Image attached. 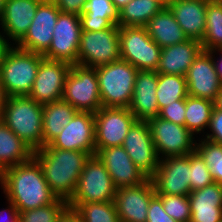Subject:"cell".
Instances as JSON below:
<instances>
[{
    "label": "cell",
    "mask_w": 222,
    "mask_h": 222,
    "mask_svg": "<svg viewBox=\"0 0 222 222\" xmlns=\"http://www.w3.org/2000/svg\"><path fill=\"white\" fill-rule=\"evenodd\" d=\"M44 147L84 151L94 156L96 154L94 114L77 111L61 133Z\"/></svg>",
    "instance_id": "9a60e30c"
},
{
    "label": "cell",
    "mask_w": 222,
    "mask_h": 222,
    "mask_svg": "<svg viewBox=\"0 0 222 222\" xmlns=\"http://www.w3.org/2000/svg\"><path fill=\"white\" fill-rule=\"evenodd\" d=\"M214 56L203 50L189 67L185 75L188 95L216 101L222 83L215 70Z\"/></svg>",
    "instance_id": "d6986e66"
},
{
    "label": "cell",
    "mask_w": 222,
    "mask_h": 222,
    "mask_svg": "<svg viewBox=\"0 0 222 222\" xmlns=\"http://www.w3.org/2000/svg\"><path fill=\"white\" fill-rule=\"evenodd\" d=\"M44 56L11 46L0 63V79L8 97L28 95Z\"/></svg>",
    "instance_id": "277c9868"
},
{
    "label": "cell",
    "mask_w": 222,
    "mask_h": 222,
    "mask_svg": "<svg viewBox=\"0 0 222 222\" xmlns=\"http://www.w3.org/2000/svg\"><path fill=\"white\" fill-rule=\"evenodd\" d=\"M151 179L156 194L188 196L191 193L189 154L161 158Z\"/></svg>",
    "instance_id": "5bb4252c"
},
{
    "label": "cell",
    "mask_w": 222,
    "mask_h": 222,
    "mask_svg": "<svg viewBox=\"0 0 222 222\" xmlns=\"http://www.w3.org/2000/svg\"><path fill=\"white\" fill-rule=\"evenodd\" d=\"M116 190L106 167L94 155L86 161L74 194L67 202L68 204L110 202L114 201Z\"/></svg>",
    "instance_id": "52a82bcc"
},
{
    "label": "cell",
    "mask_w": 222,
    "mask_h": 222,
    "mask_svg": "<svg viewBox=\"0 0 222 222\" xmlns=\"http://www.w3.org/2000/svg\"><path fill=\"white\" fill-rule=\"evenodd\" d=\"M121 59L119 26L100 31H82L78 65L96 68Z\"/></svg>",
    "instance_id": "ba28073f"
},
{
    "label": "cell",
    "mask_w": 222,
    "mask_h": 222,
    "mask_svg": "<svg viewBox=\"0 0 222 222\" xmlns=\"http://www.w3.org/2000/svg\"><path fill=\"white\" fill-rule=\"evenodd\" d=\"M146 222H177L163 209L162 199L155 194L150 202Z\"/></svg>",
    "instance_id": "ab89813d"
},
{
    "label": "cell",
    "mask_w": 222,
    "mask_h": 222,
    "mask_svg": "<svg viewBox=\"0 0 222 222\" xmlns=\"http://www.w3.org/2000/svg\"><path fill=\"white\" fill-rule=\"evenodd\" d=\"M130 1L132 0H112L113 4L116 6L118 10H121Z\"/></svg>",
    "instance_id": "c3c4849f"
},
{
    "label": "cell",
    "mask_w": 222,
    "mask_h": 222,
    "mask_svg": "<svg viewBox=\"0 0 222 222\" xmlns=\"http://www.w3.org/2000/svg\"><path fill=\"white\" fill-rule=\"evenodd\" d=\"M186 100H177L163 107L158 117L185 126Z\"/></svg>",
    "instance_id": "f35d334b"
},
{
    "label": "cell",
    "mask_w": 222,
    "mask_h": 222,
    "mask_svg": "<svg viewBox=\"0 0 222 222\" xmlns=\"http://www.w3.org/2000/svg\"><path fill=\"white\" fill-rule=\"evenodd\" d=\"M33 157V150L0 119V170L25 163Z\"/></svg>",
    "instance_id": "83f0119b"
},
{
    "label": "cell",
    "mask_w": 222,
    "mask_h": 222,
    "mask_svg": "<svg viewBox=\"0 0 222 222\" xmlns=\"http://www.w3.org/2000/svg\"><path fill=\"white\" fill-rule=\"evenodd\" d=\"M201 43L204 51L222 48V4L207 2L206 29Z\"/></svg>",
    "instance_id": "d6a6232c"
},
{
    "label": "cell",
    "mask_w": 222,
    "mask_h": 222,
    "mask_svg": "<svg viewBox=\"0 0 222 222\" xmlns=\"http://www.w3.org/2000/svg\"><path fill=\"white\" fill-rule=\"evenodd\" d=\"M189 161L191 192L204 188L215 182L210 168L205 164L203 158L196 150L192 153H189Z\"/></svg>",
    "instance_id": "8d00e7d4"
},
{
    "label": "cell",
    "mask_w": 222,
    "mask_h": 222,
    "mask_svg": "<svg viewBox=\"0 0 222 222\" xmlns=\"http://www.w3.org/2000/svg\"><path fill=\"white\" fill-rule=\"evenodd\" d=\"M211 2L217 3V4H222V0H210Z\"/></svg>",
    "instance_id": "f5cc1de1"
},
{
    "label": "cell",
    "mask_w": 222,
    "mask_h": 222,
    "mask_svg": "<svg viewBox=\"0 0 222 222\" xmlns=\"http://www.w3.org/2000/svg\"><path fill=\"white\" fill-rule=\"evenodd\" d=\"M156 194L152 179L116 190L114 204L120 222H146L151 198Z\"/></svg>",
    "instance_id": "ac0fdd59"
},
{
    "label": "cell",
    "mask_w": 222,
    "mask_h": 222,
    "mask_svg": "<svg viewBox=\"0 0 222 222\" xmlns=\"http://www.w3.org/2000/svg\"><path fill=\"white\" fill-rule=\"evenodd\" d=\"M1 120L33 151L43 147V105L28 95L8 97Z\"/></svg>",
    "instance_id": "3957f363"
},
{
    "label": "cell",
    "mask_w": 222,
    "mask_h": 222,
    "mask_svg": "<svg viewBox=\"0 0 222 222\" xmlns=\"http://www.w3.org/2000/svg\"><path fill=\"white\" fill-rule=\"evenodd\" d=\"M77 110L63 99L43 105V147L70 123Z\"/></svg>",
    "instance_id": "f1b7e54d"
},
{
    "label": "cell",
    "mask_w": 222,
    "mask_h": 222,
    "mask_svg": "<svg viewBox=\"0 0 222 222\" xmlns=\"http://www.w3.org/2000/svg\"><path fill=\"white\" fill-rule=\"evenodd\" d=\"M157 82L156 71L138 70L128 107L137 120L149 121L158 117L160 110L156 96Z\"/></svg>",
    "instance_id": "44dd1931"
},
{
    "label": "cell",
    "mask_w": 222,
    "mask_h": 222,
    "mask_svg": "<svg viewBox=\"0 0 222 222\" xmlns=\"http://www.w3.org/2000/svg\"><path fill=\"white\" fill-rule=\"evenodd\" d=\"M203 51L202 43L195 39L162 48L157 73L185 76L194 60Z\"/></svg>",
    "instance_id": "cb8c5ba5"
},
{
    "label": "cell",
    "mask_w": 222,
    "mask_h": 222,
    "mask_svg": "<svg viewBox=\"0 0 222 222\" xmlns=\"http://www.w3.org/2000/svg\"><path fill=\"white\" fill-rule=\"evenodd\" d=\"M189 222H222V185L214 182L189 195Z\"/></svg>",
    "instance_id": "d4e9b609"
},
{
    "label": "cell",
    "mask_w": 222,
    "mask_h": 222,
    "mask_svg": "<svg viewBox=\"0 0 222 222\" xmlns=\"http://www.w3.org/2000/svg\"><path fill=\"white\" fill-rule=\"evenodd\" d=\"M81 32L79 15L60 12L49 49L43 54L44 58L77 64Z\"/></svg>",
    "instance_id": "7c38bea8"
},
{
    "label": "cell",
    "mask_w": 222,
    "mask_h": 222,
    "mask_svg": "<svg viewBox=\"0 0 222 222\" xmlns=\"http://www.w3.org/2000/svg\"><path fill=\"white\" fill-rule=\"evenodd\" d=\"M57 222H82V219L74 209L68 207Z\"/></svg>",
    "instance_id": "ee69618b"
},
{
    "label": "cell",
    "mask_w": 222,
    "mask_h": 222,
    "mask_svg": "<svg viewBox=\"0 0 222 222\" xmlns=\"http://www.w3.org/2000/svg\"><path fill=\"white\" fill-rule=\"evenodd\" d=\"M95 150L122 146L125 137L137 120L128 108L102 107L94 113Z\"/></svg>",
    "instance_id": "30bf717a"
},
{
    "label": "cell",
    "mask_w": 222,
    "mask_h": 222,
    "mask_svg": "<svg viewBox=\"0 0 222 222\" xmlns=\"http://www.w3.org/2000/svg\"><path fill=\"white\" fill-rule=\"evenodd\" d=\"M4 37L5 36L0 33V63L3 61L7 50L11 47V44H9L8 40Z\"/></svg>",
    "instance_id": "f6af8a7d"
},
{
    "label": "cell",
    "mask_w": 222,
    "mask_h": 222,
    "mask_svg": "<svg viewBox=\"0 0 222 222\" xmlns=\"http://www.w3.org/2000/svg\"><path fill=\"white\" fill-rule=\"evenodd\" d=\"M138 69L124 60L96 67L102 107L128 108Z\"/></svg>",
    "instance_id": "5b68a950"
},
{
    "label": "cell",
    "mask_w": 222,
    "mask_h": 222,
    "mask_svg": "<svg viewBox=\"0 0 222 222\" xmlns=\"http://www.w3.org/2000/svg\"><path fill=\"white\" fill-rule=\"evenodd\" d=\"M144 27L150 38L161 48L179 44L188 39L168 6H164Z\"/></svg>",
    "instance_id": "484cf974"
},
{
    "label": "cell",
    "mask_w": 222,
    "mask_h": 222,
    "mask_svg": "<svg viewBox=\"0 0 222 222\" xmlns=\"http://www.w3.org/2000/svg\"><path fill=\"white\" fill-rule=\"evenodd\" d=\"M164 4L159 0H132L119 10V27H144Z\"/></svg>",
    "instance_id": "f546056e"
},
{
    "label": "cell",
    "mask_w": 222,
    "mask_h": 222,
    "mask_svg": "<svg viewBox=\"0 0 222 222\" xmlns=\"http://www.w3.org/2000/svg\"><path fill=\"white\" fill-rule=\"evenodd\" d=\"M122 146L133 163L149 178L155 174L160 159L152 140L148 121L136 120L129 129Z\"/></svg>",
    "instance_id": "2e32d148"
},
{
    "label": "cell",
    "mask_w": 222,
    "mask_h": 222,
    "mask_svg": "<svg viewBox=\"0 0 222 222\" xmlns=\"http://www.w3.org/2000/svg\"><path fill=\"white\" fill-rule=\"evenodd\" d=\"M5 1L6 0H0V20H1L2 15H3Z\"/></svg>",
    "instance_id": "f907efd6"
},
{
    "label": "cell",
    "mask_w": 222,
    "mask_h": 222,
    "mask_svg": "<svg viewBox=\"0 0 222 222\" xmlns=\"http://www.w3.org/2000/svg\"><path fill=\"white\" fill-rule=\"evenodd\" d=\"M60 12L52 0H43L38 5L27 32L15 46L43 55L51 44L52 33Z\"/></svg>",
    "instance_id": "4fadbf2b"
},
{
    "label": "cell",
    "mask_w": 222,
    "mask_h": 222,
    "mask_svg": "<svg viewBox=\"0 0 222 222\" xmlns=\"http://www.w3.org/2000/svg\"><path fill=\"white\" fill-rule=\"evenodd\" d=\"M43 0H6L4 11L0 20L4 35L15 42L25 35L32 19L35 16L38 5Z\"/></svg>",
    "instance_id": "7402d4cb"
},
{
    "label": "cell",
    "mask_w": 222,
    "mask_h": 222,
    "mask_svg": "<svg viewBox=\"0 0 222 222\" xmlns=\"http://www.w3.org/2000/svg\"><path fill=\"white\" fill-rule=\"evenodd\" d=\"M162 199L163 209L177 222H189L191 218L188 196L157 194Z\"/></svg>",
    "instance_id": "74e56055"
},
{
    "label": "cell",
    "mask_w": 222,
    "mask_h": 222,
    "mask_svg": "<svg viewBox=\"0 0 222 222\" xmlns=\"http://www.w3.org/2000/svg\"><path fill=\"white\" fill-rule=\"evenodd\" d=\"M209 0H174L168 3L179 26L188 39L202 41L206 29V9Z\"/></svg>",
    "instance_id": "603a6c76"
},
{
    "label": "cell",
    "mask_w": 222,
    "mask_h": 222,
    "mask_svg": "<svg viewBox=\"0 0 222 222\" xmlns=\"http://www.w3.org/2000/svg\"><path fill=\"white\" fill-rule=\"evenodd\" d=\"M82 31H100L119 23V10L112 0H87L80 15Z\"/></svg>",
    "instance_id": "4316f807"
},
{
    "label": "cell",
    "mask_w": 222,
    "mask_h": 222,
    "mask_svg": "<svg viewBox=\"0 0 222 222\" xmlns=\"http://www.w3.org/2000/svg\"><path fill=\"white\" fill-rule=\"evenodd\" d=\"M208 128L210 129L212 134L207 133L206 138L204 139L222 145V111L218 110L216 107H214L213 109Z\"/></svg>",
    "instance_id": "60d3db41"
},
{
    "label": "cell",
    "mask_w": 222,
    "mask_h": 222,
    "mask_svg": "<svg viewBox=\"0 0 222 222\" xmlns=\"http://www.w3.org/2000/svg\"><path fill=\"white\" fill-rule=\"evenodd\" d=\"M216 51L222 53V48L213 49V50H210V51H208V52L213 54V53H215ZM221 57H222V55H221ZM217 61L219 62V64H218ZM217 61L215 60V58L213 59L214 66H215V70H216L218 76L220 77V80H221V83H222V58L219 59V60L217 59Z\"/></svg>",
    "instance_id": "bcb514c9"
},
{
    "label": "cell",
    "mask_w": 222,
    "mask_h": 222,
    "mask_svg": "<svg viewBox=\"0 0 222 222\" xmlns=\"http://www.w3.org/2000/svg\"><path fill=\"white\" fill-rule=\"evenodd\" d=\"M200 142H196L195 150L210 168L214 181L222 185V145L207 139Z\"/></svg>",
    "instance_id": "e575fe53"
},
{
    "label": "cell",
    "mask_w": 222,
    "mask_h": 222,
    "mask_svg": "<svg viewBox=\"0 0 222 222\" xmlns=\"http://www.w3.org/2000/svg\"><path fill=\"white\" fill-rule=\"evenodd\" d=\"M81 217L82 222H120L114 201L68 204Z\"/></svg>",
    "instance_id": "836d02e7"
},
{
    "label": "cell",
    "mask_w": 222,
    "mask_h": 222,
    "mask_svg": "<svg viewBox=\"0 0 222 222\" xmlns=\"http://www.w3.org/2000/svg\"><path fill=\"white\" fill-rule=\"evenodd\" d=\"M62 99L81 112L94 114L102 108L96 68L72 64Z\"/></svg>",
    "instance_id": "8992f818"
},
{
    "label": "cell",
    "mask_w": 222,
    "mask_h": 222,
    "mask_svg": "<svg viewBox=\"0 0 222 222\" xmlns=\"http://www.w3.org/2000/svg\"><path fill=\"white\" fill-rule=\"evenodd\" d=\"M0 184H2V171L0 170Z\"/></svg>",
    "instance_id": "db71d44e"
},
{
    "label": "cell",
    "mask_w": 222,
    "mask_h": 222,
    "mask_svg": "<svg viewBox=\"0 0 222 222\" xmlns=\"http://www.w3.org/2000/svg\"><path fill=\"white\" fill-rule=\"evenodd\" d=\"M121 60L138 70L155 71L162 48L153 41L145 27H119Z\"/></svg>",
    "instance_id": "9c48e42d"
},
{
    "label": "cell",
    "mask_w": 222,
    "mask_h": 222,
    "mask_svg": "<svg viewBox=\"0 0 222 222\" xmlns=\"http://www.w3.org/2000/svg\"><path fill=\"white\" fill-rule=\"evenodd\" d=\"M7 98H8V96L5 92V89H4V87L1 83V79H0V119L3 115V109L5 107V103L7 101Z\"/></svg>",
    "instance_id": "7dc6e473"
},
{
    "label": "cell",
    "mask_w": 222,
    "mask_h": 222,
    "mask_svg": "<svg viewBox=\"0 0 222 222\" xmlns=\"http://www.w3.org/2000/svg\"><path fill=\"white\" fill-rule=\"evenodd\" d=\"M215 102L188 95L186 97L185 127L193 134L209 127ZM196 132V133H195Z\"/></svg>",
    "instance_id": "4dcf8cb0"
},
{
    "label": "cell",
    "mask_w": 222,
    "mask_h": 222,
    "mask_svg": "<svg viewBox=\"0 0 222 222\" xmlns=\"http://www.w3.org/2000/svg\"><path fill=\"white\" fill-rule=\"evenodd\" d=\"M70 68V63L44 58L28 96L42 105L61 100Z\"/></svg>",
    "instance_id": "e0dca14e"
},
{
    "label": "cell",
    "mask_w": 222,
    "mask_h": 222,
    "mask_svg": "<svg viewBox=\"0 0 222 222\" xmlns=\"http://www.w3.org/2000/svg\"><path fill=\"white\" fill-rule=\"evenodd\" d=\"M63 13L81 15L86 7L87 0H52Z\"/></svg>",
    "instance_id": "b9f144b4"
},
{
    "label": "cell",
    "mask_w": 222,
    "mask_h": 222,
    "mask_svg": "<svg viewBox=\"0 0 222 222\" xmlns=\"http://www.w3.org/2000/svg\"><path fill=\"white\" fill-rule=\"evenodd\" d=\"M157 155L166 157L188 155L195 151L193 134L183 125L159 117L148 121ZM195 141V142H194Z\"/></svg>",
    "instance_id": "8fae6325"
},
{
    "label": "cell",
    "mask_w": 222,
    "mask_h": 222,
    "mask_svg": "<svg viewBox=\"0 0 222 222\" xmlns=\"http://www.w3.org/2000/svg\"><path fill=\"white\" fill-rule=\"evenodd\" d=\"M159 1H161L165 6H167L168 3L170 2V0H159Z\"/></svg>",
    "instance_id": "816d5d0a"
},
{
    "label": "cell",
    "mask_w": 222,
    "mask_h": 222,
    "mask_svg": "<svg viewBox=\"0 0 222 222\" xmlns=\"http://www.w3.org/2000/svg\"><path fill=\"white\" fill-rule=\"evenodd\" d=\"M50 190L57 198L68 201L90 155L84 151L42 147L33 151Z\"/></svg>",
    "instance_id": "7a4b0ae2"
},
{
    "label": "cell",
    "mask_w": 222,
    "mask_h": 222,
    "mask_svg": "<svg viewBox=\"0 0 222 222\" xmlns=\"http://www.w3.org/2000/svg\"><path fill=\"white\" fill-rule=\"evenodd\" d=\"M157 103L159 110L177 100H186L188 96L185 76L158 73Z\"/></svg>",
    "instance_id": "1f68e13d"
},
{
    "label": "cell",
    "mask_w": 222,
    "mask_h": 222,
    "mask_svg": "<svg viewBox=\"0 0 222 222\" xmlns=\"http://www.w3.org/2000/svg\"><path fill=\"white\" fill-rule=\"evenodd\" d=\"M1 187L7 201H11L19 212L46 206L57 199L33 157L3 171Z\"/></svg>",
    "instance_id": "6da1fadb"
},
{
    "label": "cell",
    "mask_w": 222,
    "mask_h": 222,
    "mask_svg": "<svg viewBox=\"0 0 222 222\" xmlns=\"http://www.w3.org/2000/svg\"><path fill=\"white\" fill-rule=\"evenodd\" d=\"M215 107L218 109V110H221L222 111V89L221 91L219 92V95L215 101Z\"/></svg>",
    "instance_id": "681fc988"
},
{
    "label": "cell",
    "mask_w": 222,
    "mask_h": 222,
    "mask_svg": "<svg viewBox=\"0 0 222 222\" xmlns=\"http://www.w3.org/2000/svg\"><path fill=\"white\" fill-rule=\"evenodd\" d=\"M9 205L8 206L9 208L8 209H3L0 211V222H20V212L19 210L17 209V207L11 202V201H8ZM7 213V218H5V220L3 221L4 219V215L3 213ZM5 215V216H6ZM3 218V219H2Z\"/></svg>",
    "instance_id": "7bdbcfd3"
},
{
    "label": "cell",
    "mask_w": 222,
    "mask_h": 222,
    "mask_svg": "<svg viewBox=\"0 0 222 222\" xmlns=\"http://www.w3.org/2000/svg\"><path fill=\"white\" fill-rule=\"evenodd\" d=\"M95 155L106 167L117 189L125 186H136L149 179L133 163L123 146L102 148Z\"/></svg>",
    "instance_id": "ffe728a7"
},
{
    "label": "cell",
    "mask_w": 222,
    "mask_h": 222,
    "mask_svg": "<svg viewBox=\"0 0 222 222\" xmlns=\"http://www.w3.org/2000/svg\"><path fill=\"white\" fill-rule=\"evenodd\" d=\"M68 207L66 200L57 198L46 206L20 212V222H57Z\"/></svg>",
    "instance_id": "d590c367"
}]
</instances>
